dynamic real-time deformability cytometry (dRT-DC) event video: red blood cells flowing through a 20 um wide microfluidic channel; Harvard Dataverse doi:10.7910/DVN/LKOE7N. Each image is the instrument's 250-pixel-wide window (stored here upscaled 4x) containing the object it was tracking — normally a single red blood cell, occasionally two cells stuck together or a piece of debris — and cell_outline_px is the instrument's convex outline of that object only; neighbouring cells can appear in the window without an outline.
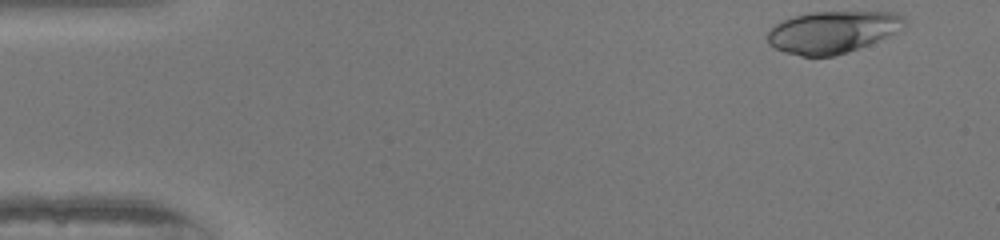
{"species": "human", "species_latin": "Homo sapiens", "temperature_condition": "warm", "stored_images_in_passage": 47, "camera_frame_rate_fps": 3000, "um_per_image_px": 0.085, "donor": {"sex": "female"}, "frame": {"image": 1, "passage_image": 1, "time_ms": 0.0, "image_size_px": [1000, 240], "cell_outline_px": [[908, 24], [904, 28], [868, 44], [848, 52], [832, 56], [800, 56], [784, 52], [768, 44], [768, 32], [776, 24], [792, 16], [812, 12], [896, 12], [904, 16]], "centroid_in_image_um": [70.78, 2.71], "position_along_channel_um": 14.2, "area_um2": 33.41}}
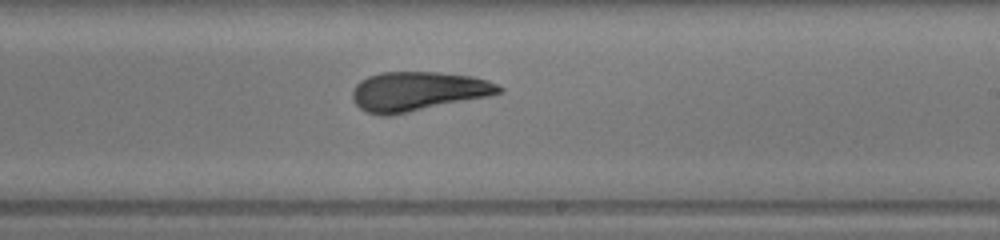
{"frame": {"image": 2, "passage_image": 27, "time_ms": 8.667, "image_size_px": [1000, 240], "cell_outline_px": [[504, 92], [488, 96], [388, 116], [384, 116], [368, 112], [360, 108], [352, 100], [352, 92], [356, 84], [360, 80], [368, 76], [380, 72], [440, 72], [472, 76], [488, 80], [504, 88]], "centroid_in_image_um": [35.51, 7.75], "position_along_channel_um": 253.5, "area_um2": 33.47}}
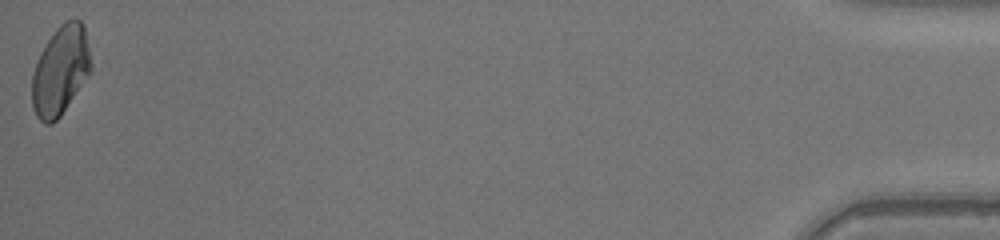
{"frame": {"image": 3, "passage_image": 47, "time_ms": 15.333, "image_size_px": [1000, 240], "cell_outline_px": [[92, 72], [60, 116], [52, 124], [44, 124], [36, 116], [32, 108], [32, 72], [36, 60], [40, 52], [56, 28], [64, 20], [80, 20], [84, 24], [92, 56]], "centroid_in_image_um": [5.16, 5.99], "position_along_channel_um": 430.0, "area_um2": 31.21}, "authors_computed_cell_mechanics": {"area_um2": 33.4084, "velocity_mm_per_s": 4.1701, "shape_relaxation_time_tau1_ms": 4.5632, "shape_relaxation_time_tau2_ms": 1.4896, "deformation_change_tau1": 0.1895, "deformation_change_tau2": 0.0735}}